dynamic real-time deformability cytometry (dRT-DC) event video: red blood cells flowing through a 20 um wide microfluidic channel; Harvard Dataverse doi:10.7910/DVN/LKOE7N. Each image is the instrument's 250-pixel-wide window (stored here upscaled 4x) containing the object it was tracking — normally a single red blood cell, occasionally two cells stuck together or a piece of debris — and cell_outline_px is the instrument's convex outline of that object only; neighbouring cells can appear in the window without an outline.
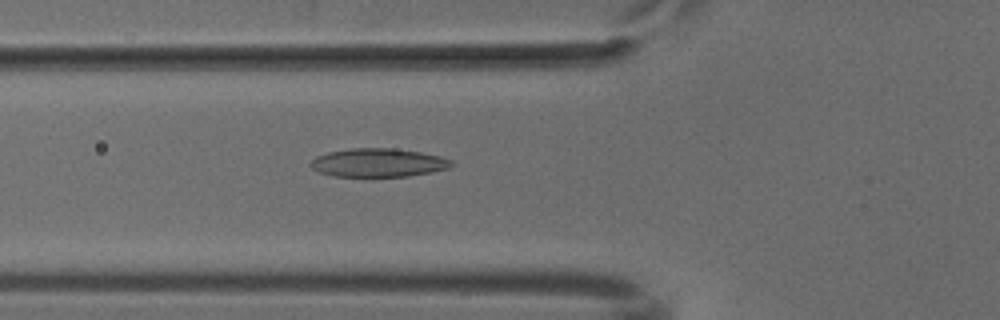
{"species": "common noctule bat (a hibernating species)", "species_latin": "Nyctalus noctula", "temperature_condition": "cold", "stored_images_in_passage": 47, "camera_frame_rate_fps": 3000, "um_per_image_px": 0.085, "animal": {"sex": "male", "body_mass_g": 18.8}, "frame": {"image": 1, "passage_image": 14, "time_ms": 4.333, "image_size_px": [1000, 320], "cell_outline_px": [[452, 164], [448, 168], [432, 172], [408, 176], [332, 176], [320, 172], [312, 168], [308, 164], [316, 156], [328, 152], [352, 148], [396, 148], [420, 152], [440, 156], [452, 160]], "centroid_in_image_um": [32.14, 13.82], "position_along_channel_um": 93.7, "area_um2": 23.35}}
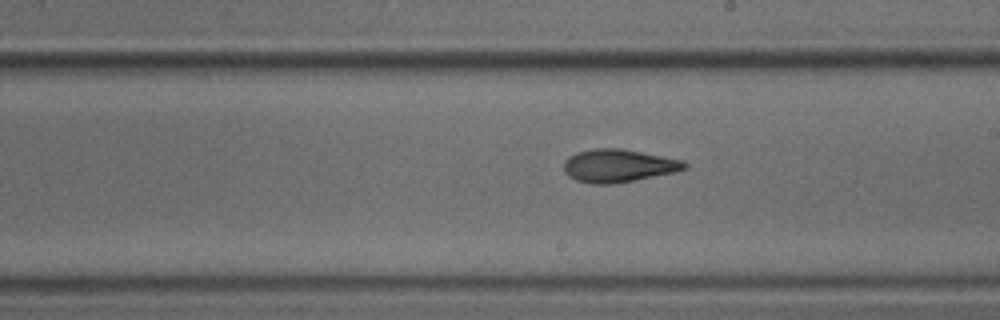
{"frame": {"image": 2, "passage_image": 25, "time_ms": 8.0, "image_size_px": [1000, 320], "cell_outline_px": [[688, 168], [676, 172], [636, 180], [612, 184], [592, 184], [576, 180], [568, 176], [564, 172], [564, 164], [576, 152], [592, 148], [620, 148], [684, 160], [688, 164]], "centroid_in_image_um": [52.6, 14.09], "position_along_channel_um": 236.4, "area_um2": 23.24}}
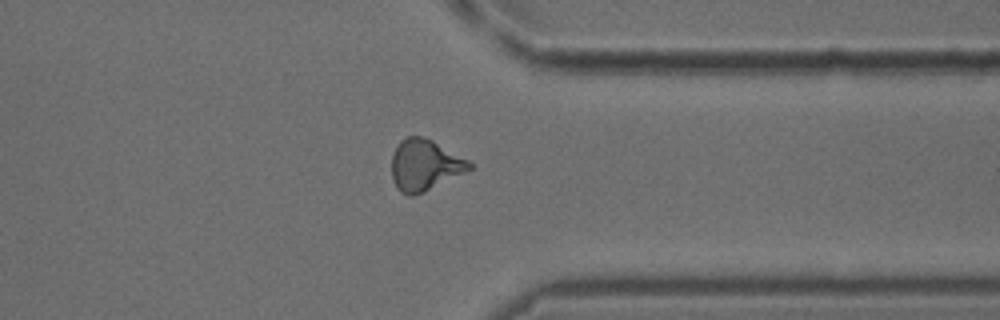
{"frame": {"image": 3, "passage_image": 36, "time_ms": 11.667, "image_size_px": [1000, 320], "cell_outline_px": [[472, 168], [464, 172], [412, 196], [408, 196], [400, 192], [396, 188], [392, 180], [392, 152], [400, 140], [408, 136], [420, 136], [432, 140], [468, 160], [472, 164]], "centroid_in_image_um": [36.04, 14.01], "position_along_channel_um": 375.4, "area_um2": 22.77}}